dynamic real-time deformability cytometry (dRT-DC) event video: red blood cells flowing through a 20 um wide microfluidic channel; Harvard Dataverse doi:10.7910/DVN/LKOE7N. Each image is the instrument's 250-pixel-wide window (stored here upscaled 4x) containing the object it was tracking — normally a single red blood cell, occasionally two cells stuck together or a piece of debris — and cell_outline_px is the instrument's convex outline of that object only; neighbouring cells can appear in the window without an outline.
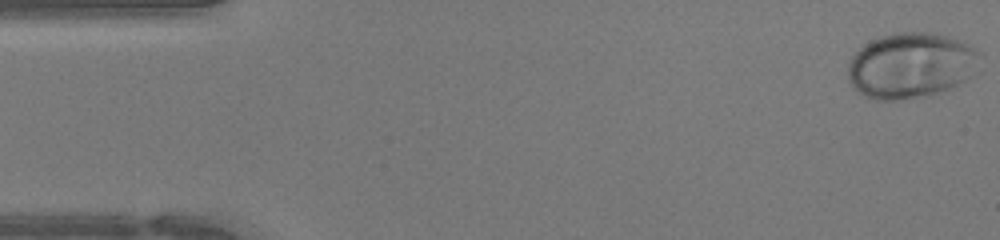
{"species": "human", "species_latin": "Homo sapiens", "temperature_condition": "warm", "stored_images_in_passage": 31, "camera_frame_rate_fps": 3000, "um_per_image_px": 0.085, "donor": {"sex": "female"}, "frame": {"image": 1, "passage_image": 1, "time_ms": 0.0, "image_size_px": [1000, 240], "cell_outline_px": [[984, 56], [972, 76], [948, 88], [924, 96], [900, 100], [872, 100], [864, 96], [852, 88], [848, 80], [848, 64], [852, 56], [864, 44], [880, 36], [896, 32], [932, 32], [968, 44], [976, 48]], "centroid_in_image_um": [77.41, 5.56], "position_along_channel_um": 7.6, "area_um2": 50.69}}
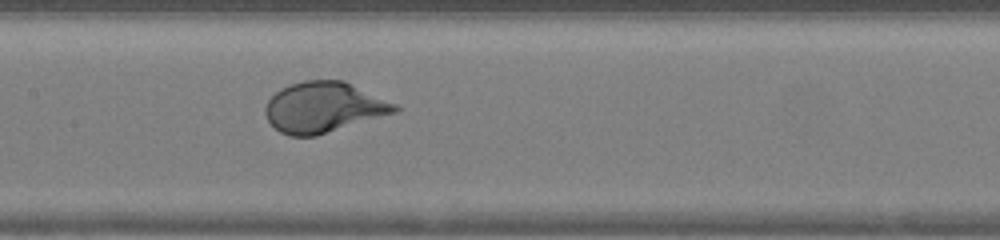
{"frame": {"image": 2, "passage_image": 22, "time_ms": 7.0, "image_size_px": [1000, 240], "cell_outline_px": [[400, 108], [396, 112], [316, 136], [288, 136], [280, 132], [268, 120], [264, 112], [264, 108], [268, 100], [280, 88], [304, 80], [344, 80], [396, 104]], "centroid_in_image_um": [27.49, 9.12], "position_along_channel_um": 179.9, "area_um2": 37.92}}
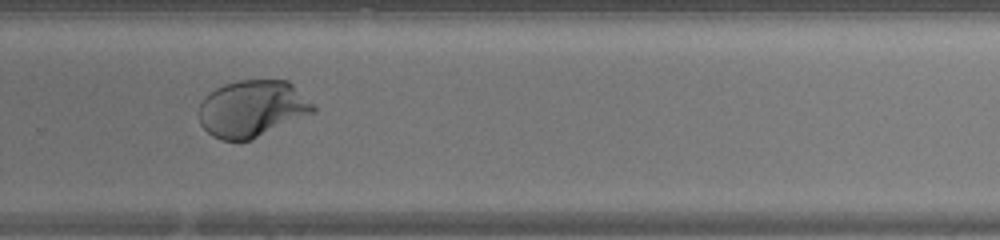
{"frame": {"image": 3, "passage_image": 31, "time_ms": 10.0, "image_size_px": [1000, 240], "cell_outline_px": [[316, 112], [248, 140], [220, 140], [212, 136], [200, 124], [200, 104], [204, 96], [208, 92], [224, 84], [236, 80], [288, 80], [316, 108]], "centroid_in_image_um": [21.41, 9.22], "position_along_channel_um": 308.4, "area_um2": 37.51}}